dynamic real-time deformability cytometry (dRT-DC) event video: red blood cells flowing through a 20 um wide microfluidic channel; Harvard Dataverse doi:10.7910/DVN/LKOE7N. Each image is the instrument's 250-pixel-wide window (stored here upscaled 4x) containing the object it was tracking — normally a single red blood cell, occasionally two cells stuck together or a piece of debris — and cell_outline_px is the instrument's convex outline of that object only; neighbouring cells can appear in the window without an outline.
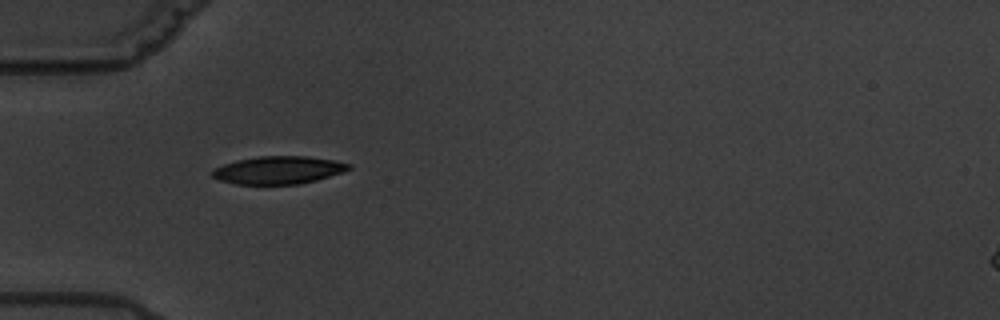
{"species": "common noctule bat (a hibernating species)", "species_latin": "Nyctalus noctula", "temperature_condition": "warm", "stored_images_in_passage": 2, "camera_frame_rate_fps": 3000, "um_per_image_px": 0.085, "animal": {"sex": "male", "body_mass_g": 19.5, "forearm_length_mm": 54.6}, "frame": {"image": 1, "passage_image": 1, "time_ms": 0.0, "image_size_px": [1000, 320], "cell_outline_px": [[352, 168], [344, 172], [316, 180], [300, 184], [236, 184], [220, 180], [212, 176], [212, 168], [236, 160], [260, 156], [308, 156], [336, 160], [352, 164]], "centroid_in_image_um": [23.7, 14.45], "position_along_channel_um": 61.3, "area_um2": 22.25}}